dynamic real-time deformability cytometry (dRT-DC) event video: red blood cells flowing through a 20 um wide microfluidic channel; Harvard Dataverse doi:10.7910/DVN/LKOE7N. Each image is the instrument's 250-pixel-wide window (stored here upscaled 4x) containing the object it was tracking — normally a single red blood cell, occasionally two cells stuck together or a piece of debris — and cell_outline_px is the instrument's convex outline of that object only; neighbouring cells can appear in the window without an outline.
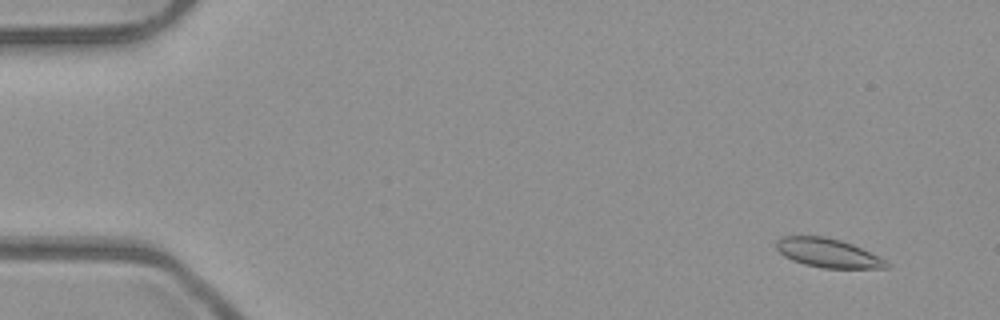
{"species": "common noctule bat (a hibernating species)", "species_latin": "Nyctalus noctula", "temperature_condition": "room temperature", "stored_images_in_passage": 6, "camera_frame_rate_fps": 3000, "um_per_image_px": 0.085, "animal": {"sex": "male", "body_mass_g": 23.1, "forearm_length_mm": 52.7}, "frame": {"image": 1, "passage_image": 2, "time_ms": 0.333, "image_size_px": [1000, 320], "cell_outline_px": [[892, 264], [888, 268], [820, 268], [804, 264], [792, 260], [784, 256], [776, 248], [776, 240], [780, 236], [824, 236], [840, 240], [852, 244], [888, 260]], "centroid_in_image_um": [70.39, 21.51], "position_along_channel_um": 14.6, "area_um2": 18.79}}